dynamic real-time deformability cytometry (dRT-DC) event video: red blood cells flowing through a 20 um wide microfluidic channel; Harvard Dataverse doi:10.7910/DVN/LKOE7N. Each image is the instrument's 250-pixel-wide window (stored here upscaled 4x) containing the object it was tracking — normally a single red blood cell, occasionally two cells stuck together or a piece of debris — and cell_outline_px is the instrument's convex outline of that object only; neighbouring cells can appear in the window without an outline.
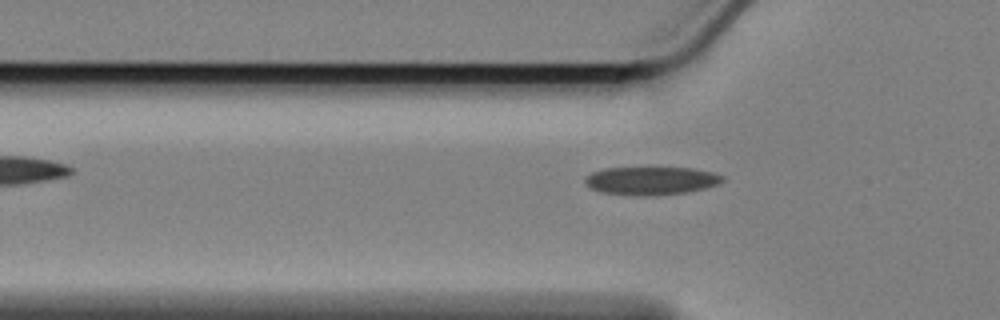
{"species": "Egyptian fruit bat (a non-hibernating species)", "species_latin": "Rousettus aegyptiacus", "temperature_condition": "cold", "stored_images_in_passage": 39, "camera_frame_rate_fps": 3000, "um_per_image_px": 0.085, "animal": {"sex": "female"}, "frame": {"image": 1, "passage_image": 2, "time_ms": 0.333, "image_size_px": [1000, 320], "cell_outline_px": [[724, 180], [720, 184], [704, 188], [684, 192], [644, 196], [600, 192], [592, 188], [584, 180], [592, 172], [604, 168], [692, 168], [712, 172], [724, 176]], "centroid_in_image_um": [55.37, 15.35], "position_along_channel_um": 70.4, "area_um2": 22.2}}
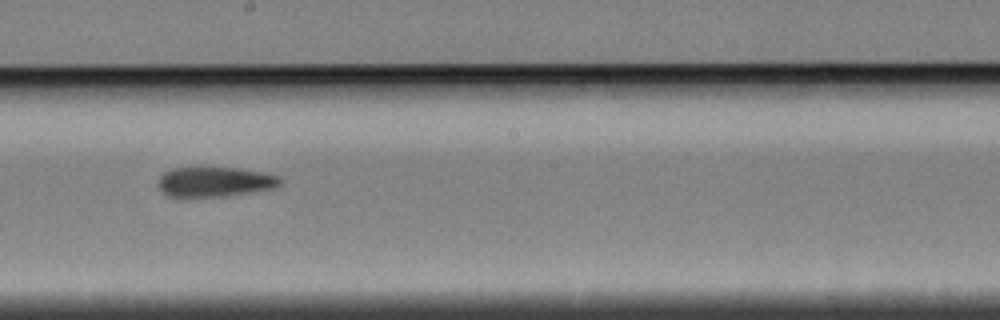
{"frame": {"image": 2, "passage_image": 16, "time_ms": 5.0, "image_size_px": [1000, 320], "cell_outline_px": [[284, 184], [276, 188], [220, 196], [168, 196], [160, 188], [160, 176], [164, 172], [172, 168], [192, 164], [200, 164], [240, 168], [268, 172], [280, 176], [284, 180]], "centroid_in_image_um": [18.33, 15.37], "position_along_channel_um": 229.9, "area_um2": 22.25}}
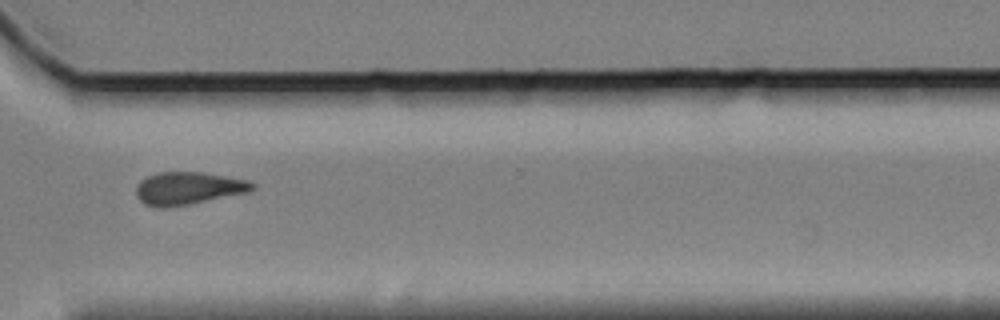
{"frame": {"image": 3, "passage_image": 27, "time_ms": 8.667, "image_size_px": [1000, 320], "cell_outline_px": [[256, 188], [248, 192], [168, 208], [156, 208], [144, 204], [136, 196], [136, 188], [140, 180], [148, 176], [160, 172], [204, 172], [248, 180], [256, 184]], "centroid_in_image_um": [15.99, 16.0], "position_along_channel_um": 354.6, "area_um2": 22.2}}